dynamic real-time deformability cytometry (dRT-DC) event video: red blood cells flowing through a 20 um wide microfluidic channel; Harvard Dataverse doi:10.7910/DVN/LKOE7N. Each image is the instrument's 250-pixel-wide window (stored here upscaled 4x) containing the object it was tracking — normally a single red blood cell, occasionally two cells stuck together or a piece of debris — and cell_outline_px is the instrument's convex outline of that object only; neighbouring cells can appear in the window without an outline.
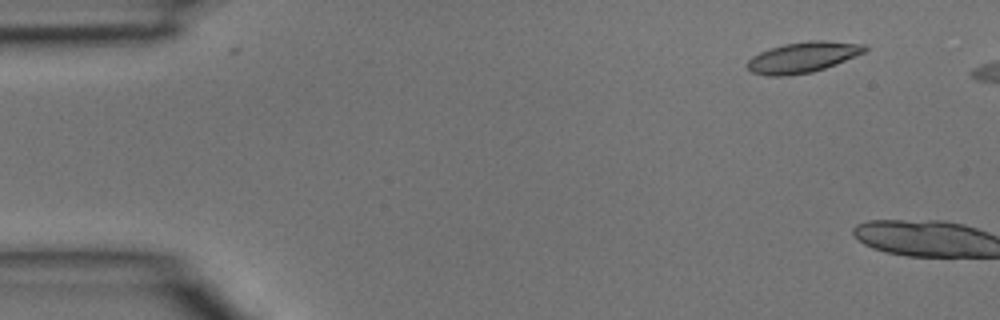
{"species": "common noctule bat (a hibernating species)", "species_latin": "Nyctalus noctula", "temperature_condition": "room temperature", "stored_images_in_passage": 7, "camera_frame_rate_fps": 3000, "um_per_image_px": 0.085, "animal": {"sex": "male", "body_mass_g": 15.6}, "frame": {"image": 1, "passage_image": 2, "time_ms": 0.333, "image_size_px": [1000, 320], "cell_outline_px": [[868, 48], [864, 52], [836, 64], [812, 72], [788, 76], [768, 76], [752, 72], [744, 64], [752, 56], [760, 52], [784, 44], [808, 40], [824, 40], [864, 44]], "centroid_in_image_um": [68.21, 4.87], "position_along_channel_um": 16.8, "area_um2": 20.98}}